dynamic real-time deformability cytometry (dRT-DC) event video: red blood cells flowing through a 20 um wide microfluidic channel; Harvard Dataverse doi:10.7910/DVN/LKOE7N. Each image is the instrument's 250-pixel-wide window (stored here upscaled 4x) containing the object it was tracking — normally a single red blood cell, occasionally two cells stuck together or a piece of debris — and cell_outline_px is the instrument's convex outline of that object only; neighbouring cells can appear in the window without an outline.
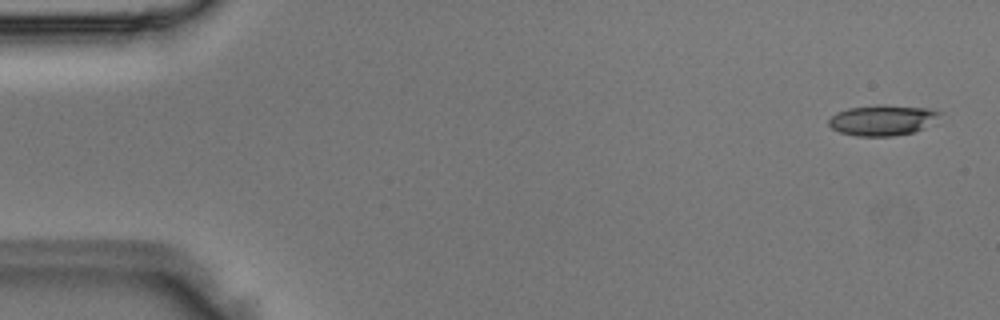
{"species": "Egyptian fruit bat (a non-hibernating species)", "species_latin": "Rousettus aegyptiacus", "temperature_condition": "room temperature", "stored_images_in_passage": 3, "camera_frame_rate_fps": 3000, "um_per_image_px": 0.085, "animal": {"sex": "male"}, "frame": {"image": 1, "passage_image": 1, "time_ms": 0.0, "image_size_px": [1000, 320], "cell_outline_px": [[940, 112], [924, 128], [912, 132], [892, 136], [856, 136], [840, 132], [832, 128], [828, 124], [828, 120], [832, 116], [848, 108], [876, 104], [884, 104], [928, 108]], "centroid_in_image_um": [74.95, 10.2], "position_along_channel_um": 10.1, "area_um2": 19.48}}